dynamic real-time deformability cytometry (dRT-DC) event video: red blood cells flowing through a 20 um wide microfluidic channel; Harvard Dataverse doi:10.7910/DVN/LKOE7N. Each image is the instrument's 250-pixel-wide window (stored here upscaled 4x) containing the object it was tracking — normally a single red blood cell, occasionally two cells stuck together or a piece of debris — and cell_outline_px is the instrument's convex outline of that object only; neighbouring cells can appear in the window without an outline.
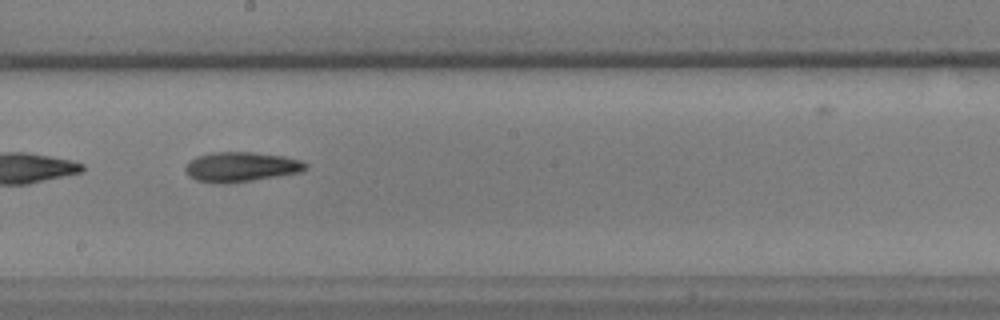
{"species": "common noctule bat (a hibernating species)", "species_latin": "Nyctalus noctula", "temperature_condition": "warm", "stored_images_in_passage": 27, "camera_frame_rate_fps": 3000, "um_per_image_px": 0.085, "animal": {"sex": "male", "body_mass_g": 17.9, "forearm_length_mm": 54.2}, "frame": {"image": 1, "passage_image": 12, "time_ms": 3.667, "image_size_px": [1000, 320], "cell_outline_px": [[308, 168], [304, 172], [252, 180], [224, 184], [196, 180], [188, 176], [184, 168], [188, 160], [196, 156], [212, 152], [252, 152], [284, 156], [300, 160], [308, 164]], "centroid_in_image_um": [20.49, 14.18], "position_along_channel_um": 227.7, "area_um2": 21.1}}
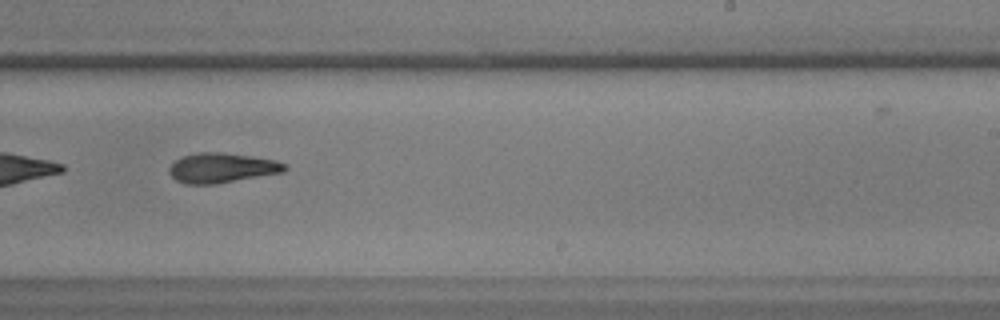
{"frame": {"image": 2, "passage_image": 15, "time_ms": 4.667, "image_size_px": [1000, 320], "cell_outline_px": [[288, 168], [284, 172], [216, 184], [184, 184], [176, 180], [168, 172], [168, 168], [176, 160], [184, 156], [200, 152], [220, 152], [252, 156], [276, 160], [288, 164]], "centroid_in_image_um": [18.89, 14.27], "position_along_channel_um": 270.1, "area_um2": 20.17}}